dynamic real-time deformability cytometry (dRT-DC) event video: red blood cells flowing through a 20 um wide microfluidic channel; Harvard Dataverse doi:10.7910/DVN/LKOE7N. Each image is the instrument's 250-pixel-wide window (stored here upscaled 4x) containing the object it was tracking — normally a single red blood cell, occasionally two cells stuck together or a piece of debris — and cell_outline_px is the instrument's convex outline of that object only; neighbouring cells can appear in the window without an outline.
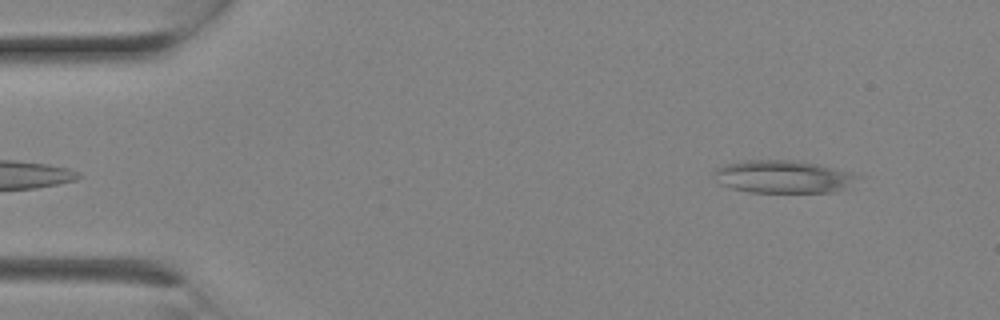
{"species": "Egyptian fruit bat (a non-hibernating species)", "species_latin": "Rousettus aegyptiacus", "temperature_condition": "room temperature", "stored_images_in_passage": 8, "camera_frame_rate_fps": 3000, "um_per_image_px": 0.085, "animal": {"sex": "female"}, "frame": {"image": 1, "passage_image": 8, "time_ms": 2.333, "image_size_px": [1000, 320], "cell_outline_px": [[868, 176], [836, 192], [748, 192], [732, 188], [720, 184], [712, 176], [712, 172], [716, 168], [724, 164], [748, 160], [788, 160], [816, 164], [860, 172]], "centroid_in_image_um": [66.67, 15.02], "position_along_channel_um": 18.3, "area_um2": 28.03}}